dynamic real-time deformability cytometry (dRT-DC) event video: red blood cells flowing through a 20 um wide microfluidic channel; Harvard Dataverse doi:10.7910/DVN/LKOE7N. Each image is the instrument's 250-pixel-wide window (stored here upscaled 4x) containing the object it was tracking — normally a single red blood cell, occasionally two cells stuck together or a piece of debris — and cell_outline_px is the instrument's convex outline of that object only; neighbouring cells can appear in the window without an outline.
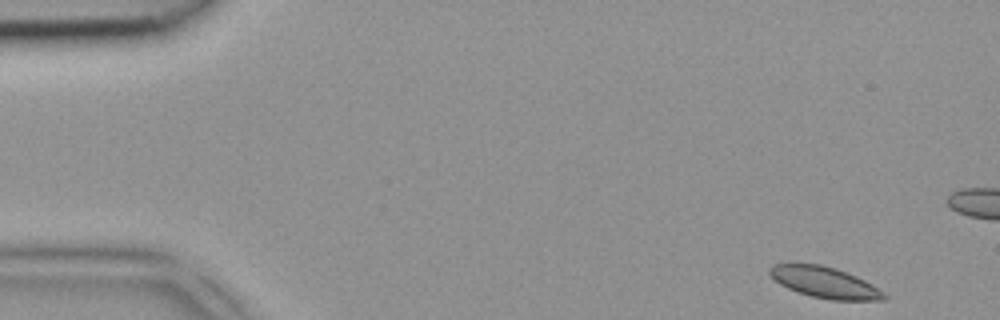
{"species": "common noctule bat (a hibernating species)", "species_latin": "Nyctalus noctula", "temperature_condition": "room temperature", "stored_images_in_passage": 5, "camera_frame_rate_fps": 3000, "um_per_image_px": 0.085, "animal": {"sex": "female", "body_mass_g": 18.4}, "frame": {"image": 1, "passage_image": 1, "time_ms": 0.0, "image_size_px": [1000, 320], "cell_outline_px": [[888, 296], [884, 300], [832, 300], [812, 296], [788, 288], [780, 284], [768, 272], [768, 268], [776, 264], [820, 264], [836, 268], [856, 276], [872, 284], [884, 292]], "centroid_in_image_um": [70.14, 24.0], "position_along_channel_um": 14.9, "area_um2": 20.46}}